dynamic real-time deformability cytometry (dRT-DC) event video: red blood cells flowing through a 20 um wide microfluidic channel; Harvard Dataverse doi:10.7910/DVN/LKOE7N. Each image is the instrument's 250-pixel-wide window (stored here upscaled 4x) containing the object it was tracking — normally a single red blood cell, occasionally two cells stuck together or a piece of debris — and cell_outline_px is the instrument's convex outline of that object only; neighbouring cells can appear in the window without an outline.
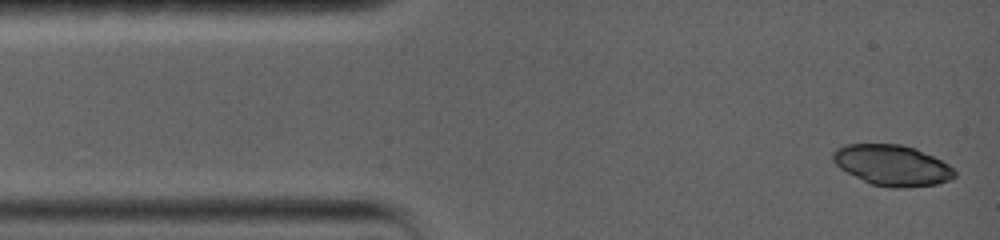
{"species": "common noctule bat (a hibernating species)", "species_latin": "Nyctalus noctula", "temperature_condition": "warm", "stored_images_in_passage": 9, "camera_frame_rate_fps": 5000, "um_per_image_px": 0.085, "animal": {"sex": "female", "body_mass_g": 19.0, "forearm_length_mm": 56.7}, "frame": {"image": 1, "passage_image": 1, "time_ms": 0.0, "image_size_px": [1000, 240], "cell_outline_px": [[956, 176], [948, 180], [936, 184], [904, 188], [892, 188], [872, 184], [840, 168], [832, 160], [832, 152], [836, 148], [844, 144], [900, 144], [916, 148], [948, 164], [956, 172]], "centroid_in_image_um": [75.82, 14.04], "position_along_channel_um": 9.2, "area_um2": 28.73}}